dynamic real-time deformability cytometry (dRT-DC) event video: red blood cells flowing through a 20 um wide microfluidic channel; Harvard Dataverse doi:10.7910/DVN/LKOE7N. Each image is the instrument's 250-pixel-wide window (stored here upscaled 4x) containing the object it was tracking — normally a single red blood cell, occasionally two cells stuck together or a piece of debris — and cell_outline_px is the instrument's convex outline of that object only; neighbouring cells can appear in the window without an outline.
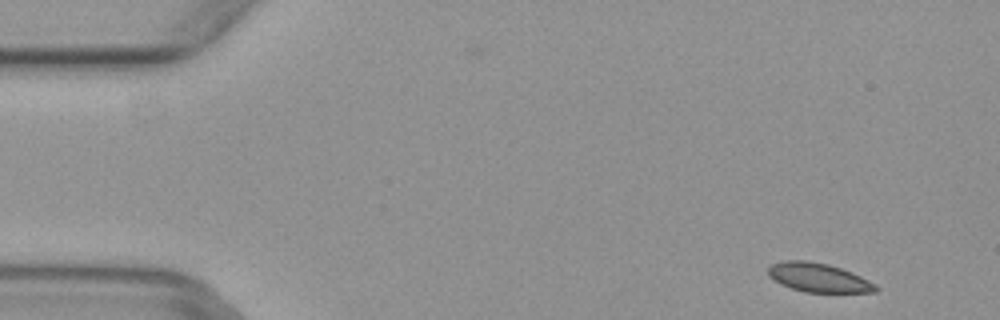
{"species": "common noctule bat (a hibernating species)", "species_latin": "Nyctalus noctula", "temperature_condition": "warm", "stored_images_in_passage": 5, "camera_frame_rate_fps": 3000, "um_per_image_px": 0.085, "animal": {"sex": "female", "body_mass_g": 29.2, "forearm_length_mm": 56.3}, "frame": {"image": 1, "passage_image": 1, "time_ms": 0.0, "image_size_px": [1000, 320], "cell_outline_px": [[880, 288], [876, 292], [804, 292], [780, 284], [768, 276], [768, 264], [784, 260], [808, 260], [828, 264], [852, 272], [876, 284]], "centroid_in_image_um": [69.54, 23.58], "position_along_channel_um": 15.5, "area_um2": 18.32}}